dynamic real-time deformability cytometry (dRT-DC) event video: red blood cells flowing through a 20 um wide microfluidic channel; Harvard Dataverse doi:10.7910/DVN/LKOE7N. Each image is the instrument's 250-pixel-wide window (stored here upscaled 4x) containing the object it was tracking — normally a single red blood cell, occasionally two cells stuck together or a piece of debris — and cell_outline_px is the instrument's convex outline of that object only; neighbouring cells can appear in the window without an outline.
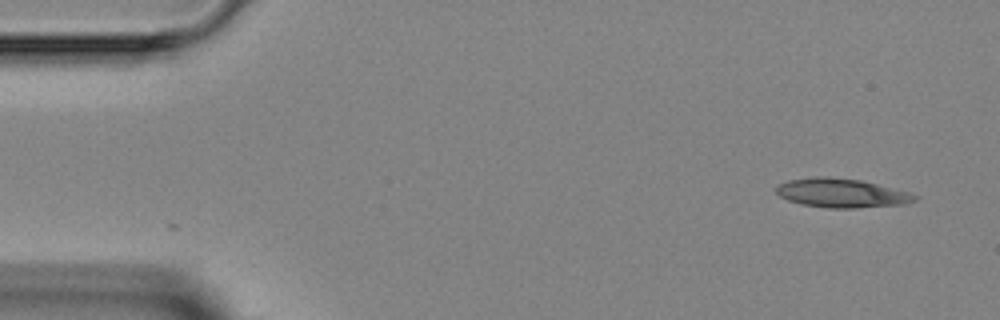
{"species": "Egyptian fruit bat (a non-hibernating species)", "species_latin": "Rousettus aegyptiacus", "temperature_condition": "room temperature", "stored_images_in_passage": 3, "camera_frame_rate_fps": 3000, "um_per_image_px": 0.085, "animal": {"sex": "female"}, "frame": {"image": 1, "passage_image": 1, "time_ms": 0.0, "image_size_px": [1000, 320], "cell_outline_px": [[920, 196], [916, 200], [908, 204], [856, 208], [828, 208], [804, 204], [788, 200], [780, 196], [776, 192], [776, 184], [788, 180], [816, 176], [828, 176], [860, 180], [908, 192]], "centroid_in_image_um": [71.54, 16.41], "position_along_channel_um": 13.5, "area_um2": 23.47}}